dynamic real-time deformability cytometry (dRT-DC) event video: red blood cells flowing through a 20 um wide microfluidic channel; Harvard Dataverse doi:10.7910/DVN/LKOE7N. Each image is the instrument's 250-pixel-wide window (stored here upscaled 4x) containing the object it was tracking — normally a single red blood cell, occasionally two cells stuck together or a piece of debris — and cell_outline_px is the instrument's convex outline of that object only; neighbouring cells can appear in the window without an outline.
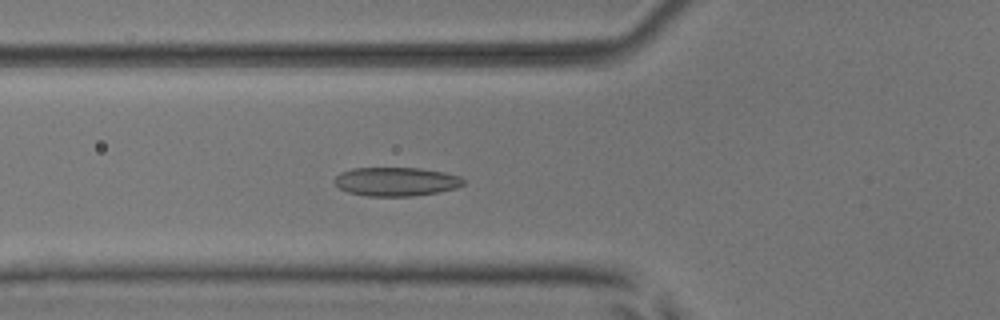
{"species": "common noctule bat (a hibernating species)", "species_latin": "Nyctalus noctula", "temperature_condition": "room temperature", "stored_images_in_passage": 53, "camera_frame_rate_fps": 3000, "um_per_image_px": 0.085, "animal": {"sex": "male", "body_mass_g": 17.9, "forearm_length_mm": 54.2}, "frame": {"image": 1, "passage_image": 20, "time_ms": 6.333, "image_size_px": [1000, 320], "cell_outline_px": [[464, 184], [456, 188], [436, 192], [412, 196], [368, 196], [348, 192], [340, 188], [332, 180], [340, 172], [352, 168], [420, 168], [444, 172], [460, 176], [464, 180]], "centroid_in_image_um": [33.65, 15.43], "position_along_channel_um": 92.1, "area_um2": 21.62}}
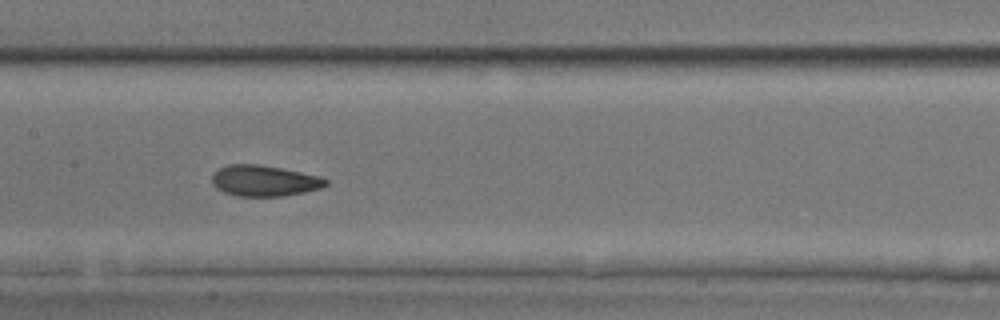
{"frame": {"image": 2, "passage_image": 27, "time_ms": 8.667, "image_size_px": [1000, 320], "cell_outline_px": [[328, 184], [320, 188], [304, 192], [280, 196], [236, 196], [224, 192], [216, 188], [212, 184], [212, 172], [228, 164], [256, 164], [280, 168], [320, 176], [328, 180]], "centroid_in_image_um": [22.42, 15.36], "position_along_channel_um": 185.0, "area_um2": 20.46}}
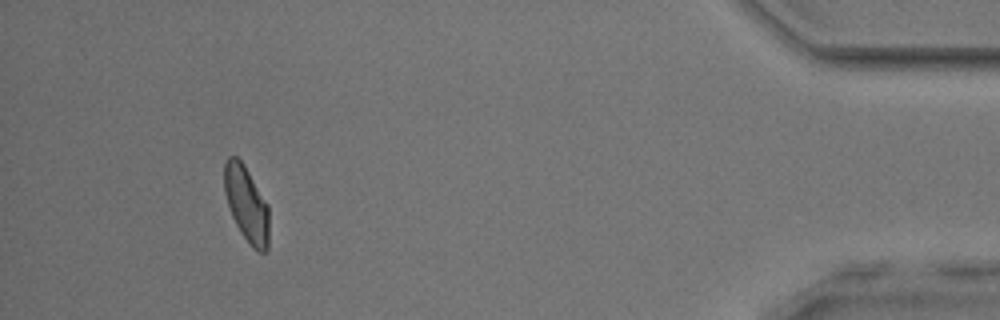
{"frame": {"image": 3, "passage_image": 49, "time_ms": 16.0, "image_size_px": [1000, 320], "cell_outline_px": [[268, 248], [264, 252], [260, 252], [252, 248], [240, 232], [232, 216], [224, 192], [224, 164], [228, 156], [236, 156], [244, 164], [268, 204]], "centroid_in_image_um": [20.94, 17.33], "position_along_channel_um": 414.3, "area_um2": 19.71}, "authors_computed_cell_mechanics": {"area_um2": 20.519, "velocity_mm_per_s": 3.983, "shape_relaxation_time_tau1_ms": 3.9281, "shape_relaxation_time_tau2_ms": 1.5326, "deformation_change_tau1": 0.1147, "deformation_change_tau2": 0.0713}}